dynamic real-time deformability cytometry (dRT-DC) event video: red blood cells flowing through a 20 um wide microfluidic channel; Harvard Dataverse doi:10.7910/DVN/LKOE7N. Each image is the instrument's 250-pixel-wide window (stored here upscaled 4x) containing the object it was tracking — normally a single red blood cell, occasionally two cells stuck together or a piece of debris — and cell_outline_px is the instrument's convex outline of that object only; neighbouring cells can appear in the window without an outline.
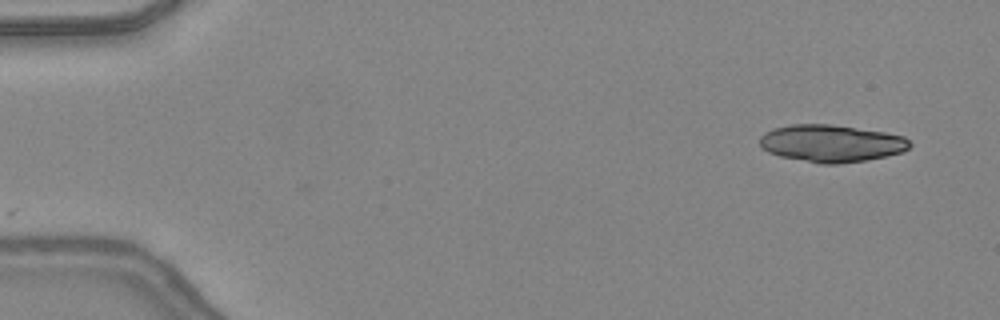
{"species": "common noctule bat (a hibernating species)", "species_latin": "Nyctalus noctula", "temperature_condition": "warm", "stored_images_in_passage": 39, "camera_frame_rate_fps": 3000, "um_per_image_px": 0.085, "animal": {"sex": "female", "body_mass_g": 24.6, "forearm_length_mm": 56.2}, "frame": {"image": 1, "passage_image": 1, "time_ms": 0.0, "image_size_px": [1000, 320], "cell_outline_px": [[912, 144], [904, 152], [868, 160], [840, 164], [820, 164], [780, 156], [768, 152], [760, 148], [760, 136], [764, 132], [772, 128], [792, 124], [828, 124], [884, 132], [904, 136]], "centroid_in_image_um": [70.64, 12.19], "position_along_channel_um": 14.4, "area_um2": 32.77}}
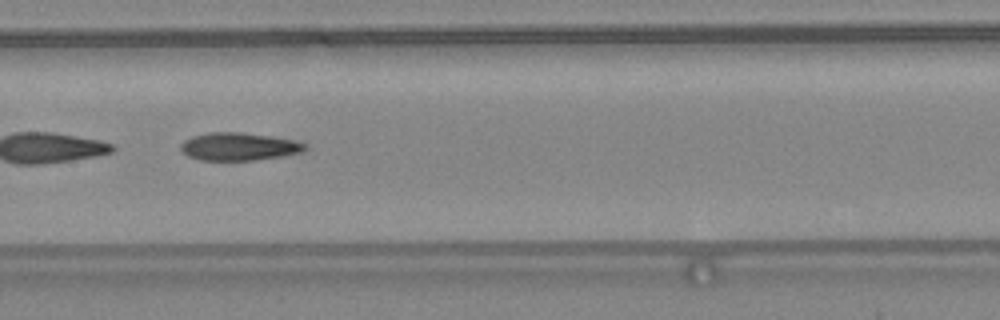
{"frame": {"image": 2, "passage_image": 22, "time_ms": 7.0, "image_size_px": [1000, 320], "cell_outline_px": [[304, 148], [300, 152], [280, 156], [256, 160], [200, 160], [188, 156], [180, 148], [180, 144], [184, 140], [192, 136], [208, 132], [240, 132], [268, 136], [292, 140], [304, 144]], "centroid_in_image_um": [20.21, 12.45], "position_along_channel_um": 187.2, "area_um2": 19.77}, "authors_computed_cell_mechanics": {"area_um2": 20.4034, "velocity_mm_per_s": 4.4104, "shape_relaxation_time_tau1_ms": 7.832, "shape_relaxation_time_tau2_ms": 4.9473, "deformation_change_tau1": 0.2311, "deformation_change_tau2": 0.1764}}